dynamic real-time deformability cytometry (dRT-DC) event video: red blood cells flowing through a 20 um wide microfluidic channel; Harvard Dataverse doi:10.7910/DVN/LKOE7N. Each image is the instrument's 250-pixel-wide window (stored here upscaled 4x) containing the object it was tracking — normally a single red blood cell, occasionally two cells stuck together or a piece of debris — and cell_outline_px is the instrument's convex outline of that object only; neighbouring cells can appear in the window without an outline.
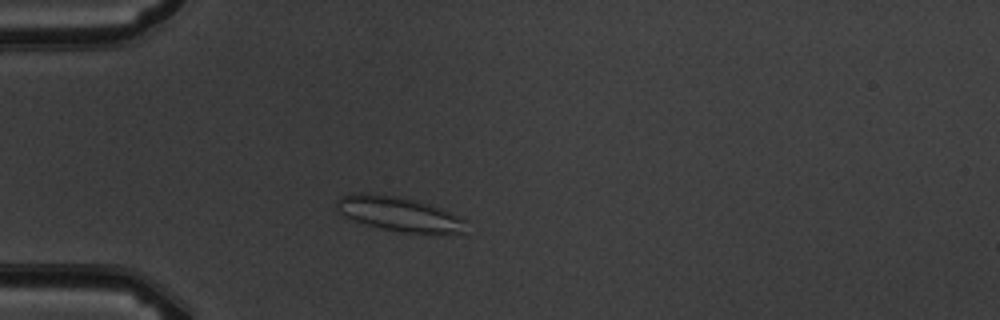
{"species": "common noctule bat (a hibernating species)", "species_latin": "Nyctalus noctula", "temperature_condition": "warm", "stored_images_in_passage": 3, "camera_frame_rate_fps": 3000, "um_per_image_px": 0.085, "animal": {"sex": "male", "body_mass_g": 19.5, "forearm_length_mm": 54.6}, "frame": {"image": 1, "passage_image": 3, "time_ms": 2.0, "image_size_px": [1000, 320], "cell_outline_px": [[468, 220], [464, 232], [404, 232], [384, 228], [368, 224], [356, 220], [340, 212], [336, 208], [336, 200], [340, 196], [352, 192], [380, 192], [400, 196], [416, 200], [440, 208]], "centroid_in_image_um": [33.88, 18.12], "position_along_channel_um": 51.1, "area_um2": 25.78}}